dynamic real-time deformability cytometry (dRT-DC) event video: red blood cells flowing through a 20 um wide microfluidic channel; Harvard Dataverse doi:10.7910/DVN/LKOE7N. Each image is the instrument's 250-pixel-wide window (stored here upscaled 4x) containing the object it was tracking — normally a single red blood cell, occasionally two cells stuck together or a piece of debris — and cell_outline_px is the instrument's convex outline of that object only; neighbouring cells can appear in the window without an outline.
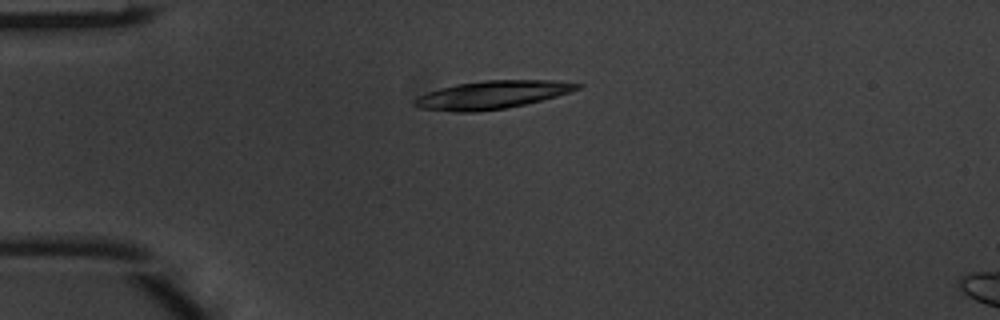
{"species": "common noctule bat (a hibernating species)", "species_latin": "Nyctalus noctula", "temperature_condition": "warm", "stored_images_in_passage": 8, "camera_frame_rate_fps": 3000, "um_per_image_px": 0.085, "animal": {"sex": "male", "body_mass_g": 20.1, "forearm_length_mm": 53.5}, "frame": {"image": 1, "passage_image": 4, "time_ms": 1.0, "image_size_px": [1000, 320], "cell_outline_px": [[584, 84], [580, 88], [572, 92], [524, 104], [504, 108], [476, 112], [452, 112], [420, 108], [412, 104], [412, 100], [416, 96], [440, 88], [456, 84], [484, 80], [552, 80]], "centroid_in_image_um": [41.79, 8.06], "position_along_channel_um": 43.2, "area_um2": 26.65}}